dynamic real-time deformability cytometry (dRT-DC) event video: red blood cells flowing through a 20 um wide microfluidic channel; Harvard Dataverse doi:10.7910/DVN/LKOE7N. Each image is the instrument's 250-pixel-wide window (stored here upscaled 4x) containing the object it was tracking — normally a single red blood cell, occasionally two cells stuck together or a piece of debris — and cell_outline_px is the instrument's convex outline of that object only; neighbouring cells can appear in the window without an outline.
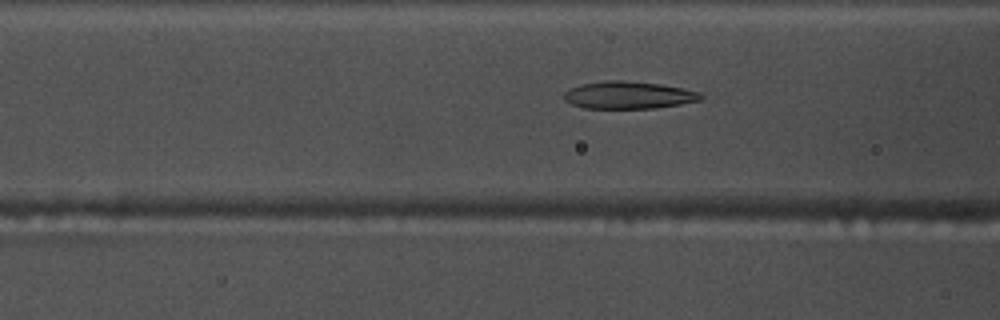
{"species": "common noctule bat (a hibernating species)", "species_latin": "Nyctalus noctula", "temperature_condition": "warm", "stored_images_in_passage": 53, "camera_frame_rate_fps": 3000, "um_per_image_px": 0.085, "animal": {"sex": "male", "body_mass_g": 17.5, "forearm_length_mm": 52.3}, "frame": {"image": 1, "passage_image": 20, "time_ms": 6.333, "image_size_px": [1000, 320], "cell_outline_px": [[704, 96], [700, 100], [680, 104], [656, 108], [584, 108], [572, 104], [564, 100], [564, 92], [580, 84], [604, 80], [624, 80], [660, 84], [700, 92]], "centroid_in_image_um": [53.41, 8.08], "position_along_channel_um": 113.2, "area_um2": 21.79}}
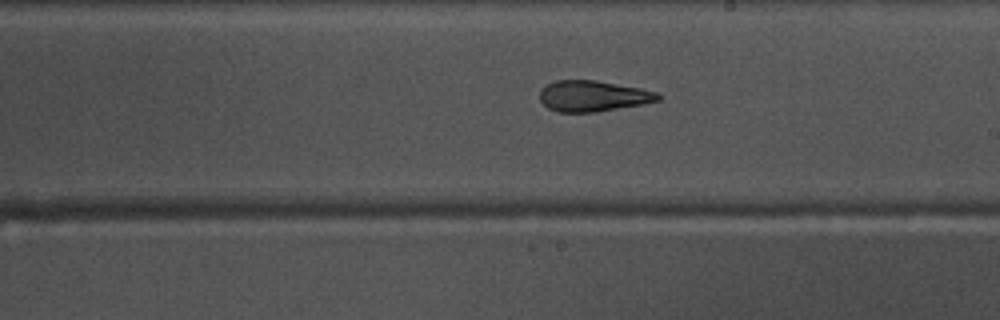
{"frame": {"image": 2, "passage_image": 30, "time_ms": 9.667, "image_size_px": [1000, 320], "cell_outline_px": [[660, 100], [640, 104], [596, 112], [556, 112], [548, 108], [540, 100], [540, 92], [548, 84], [556, 80], [596, 80], [640, 88], [656, 92], [660, 96]], "centroid_in_image_um": [50.38, 8.16], "position_along_channel_um": 238.6, "area_um2": 21.04}}
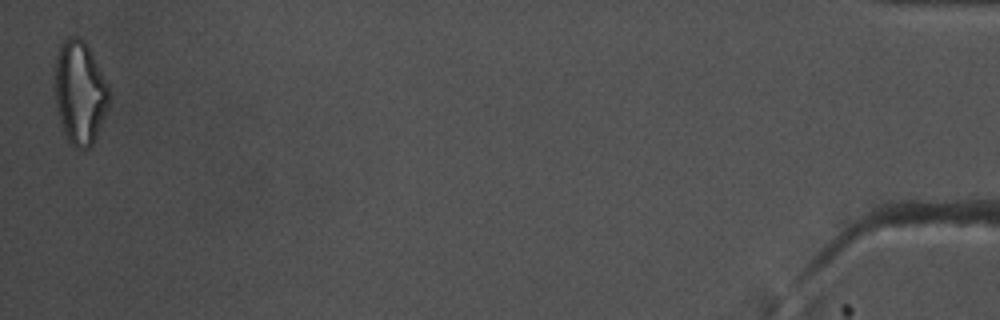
{"frame": {"image": 3, "passage_image": 53, "time_ms": 17.333, "image_size_px": [1000, 320], "cell_outline_px": [[112, 96], [96, 136], [92, 144], [88, 148], [76, 148], [68, 140], [64, 132], [60, 120], [56, 104], [56, 56], [60, 44], [68, 36], [76, 36], [84, 40], [88, 44], [108, 84]], "centroid_in_image_um": [6.82, 7.82], "position_along_channel_um": 428.4, "area_um2": 32.54}, "authors_computed_cell_mechanics": {"area_um2": 22.542, "velocity_mm_per_s": 3.7744, "shape_relaxation_time_tau1_ms": 3.8021, "shape_relaxation_time_tau2_ms": 2.5161, "deformation_change_tau1": 0.1685, "deformation_change_tau2": 0.1289}}